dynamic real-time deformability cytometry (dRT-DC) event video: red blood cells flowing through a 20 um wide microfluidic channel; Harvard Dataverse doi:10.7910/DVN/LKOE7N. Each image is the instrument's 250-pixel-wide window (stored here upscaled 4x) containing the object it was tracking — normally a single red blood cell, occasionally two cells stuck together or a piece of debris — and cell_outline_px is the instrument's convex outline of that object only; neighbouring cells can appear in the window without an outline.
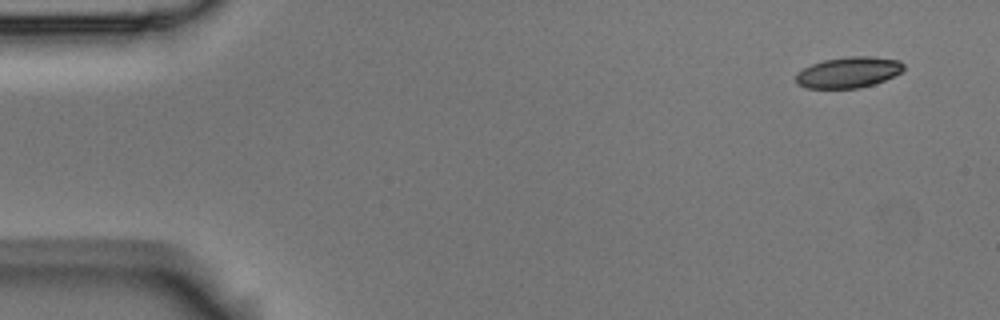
{"species": "Egyptian fruit bat (a non-hibernating species)", "species_latin": "Rousettus aegyptiacus", "temperature_condition": "room temperature", "stored_images_in_passage": 5, "camera_frame_rate_fps": 3000, "um_per_image_px": 0.085, "animal": {"sex": "male"}, "frame": {"image": 1, "passage_image": 1, "time_ms": 0.0, "image_size_px": [1000, 320], "cell_outline_px": [[904, 68], [900, 72], [884, 80], [860, 88], [804, 88], [796, 84], [796, 72], [812, 64], [824, 60], [848, 56], [872, 56], [900, 60], [904, 64]], "centroid_in_image_um": [72.09, 6.14], "position_along_channel_um": 12.9, "area_um2": 19.42}}